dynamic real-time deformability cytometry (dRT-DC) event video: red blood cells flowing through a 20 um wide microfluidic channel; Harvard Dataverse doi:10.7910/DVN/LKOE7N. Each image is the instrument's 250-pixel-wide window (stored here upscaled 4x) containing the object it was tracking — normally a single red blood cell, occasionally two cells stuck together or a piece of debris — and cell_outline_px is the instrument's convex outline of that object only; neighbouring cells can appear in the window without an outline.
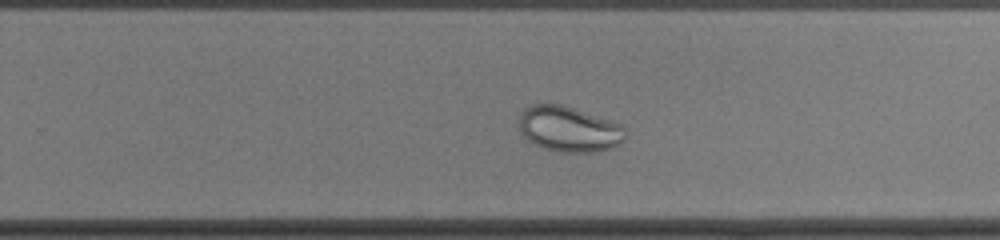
{"species": "common noctule bat (a hibernating species)", "species_latin": "Nyctalus noctula", "temperature_condition": "cold", "stored_images_in_passage": 46, "camera_frame_rate_fps": 3000, "um_per_image_px": 0.085, "animal": {"sex": "female", "body_mass_g": 22.0, "forearm_length_mm": 56.7}, "frame": {"image": 1, "passage_image": 27, "time_ms": 8.667, "image_size_px": [1000, 240], "cell_outline_px": [[628, 136], [624, 140], [612, 148], [596, 152], [560, 152], [544, 148], [528, 140], [520, 132], [516, 124], [520, 112], [524, 108], [532, 104], [564, 104], [612, 120], [620, 124], [624, 128]], "centroid_in_image_um": [48.35, 10.95], "position_along_channel_um": 281.5, "area_um2": 28.78}}